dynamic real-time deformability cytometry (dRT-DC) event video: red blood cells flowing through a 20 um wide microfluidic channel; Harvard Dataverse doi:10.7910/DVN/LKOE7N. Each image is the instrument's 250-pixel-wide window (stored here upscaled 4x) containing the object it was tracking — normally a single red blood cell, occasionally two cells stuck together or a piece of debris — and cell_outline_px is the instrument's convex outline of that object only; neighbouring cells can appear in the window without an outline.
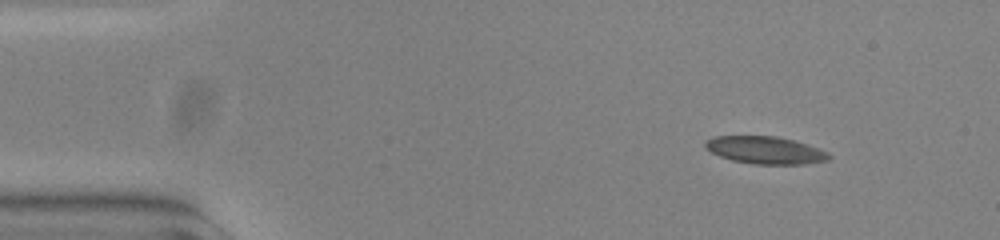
{"species": "common noctule bat (a hibernating species)", "species_latin": "Nyctalus noctula", "temperature_condition": "warm", "stored_images_in_passage": 44, "camera_frame_rate_fps": 3000, "um_per_image_px": 0.085, "animal": {"sex": "female", "body_mass_g": 23.0, "forearm_length_mm": 53.4}, "frame": {"image": 1, "passage_image": 1, "time_ms": 0.0, "image_size_px": [1000, 240], "cell_outline_px": [[800, 160], [740, 160], [716, 152], [708, 144], [716, 140], [728, 136], [760, 136], [784, 140], [792, 144]], "centroid_in_image_um": [64.17, 12.61], "position_along_channel_um": 20.8, "area_um2": 12.43}}
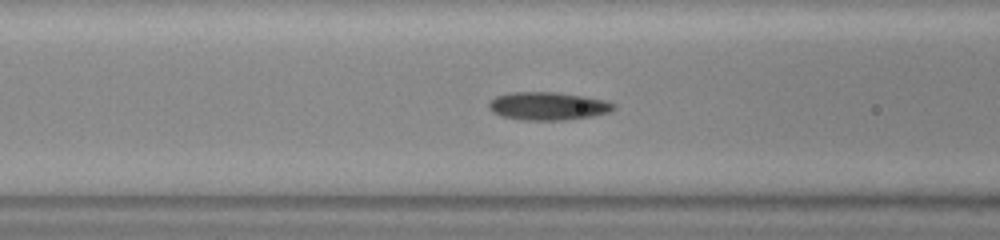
{"frame": {"image": 2, "passage_image": 16, "time_ms": 5.0, "image_size_px": [1000, 240], "cell_outline_px": [[608, 108], [592, 112], [564, 116], [528, 116], [504, 112], [496, 108], [492, 104], [496, 100], [508, 96], [560, 96], [588, 100], [608, 104]], "centroid_in_image_um": [46.51, 8.99], "position_along_channel_um": 120.1, "area_um2": 13.06}}
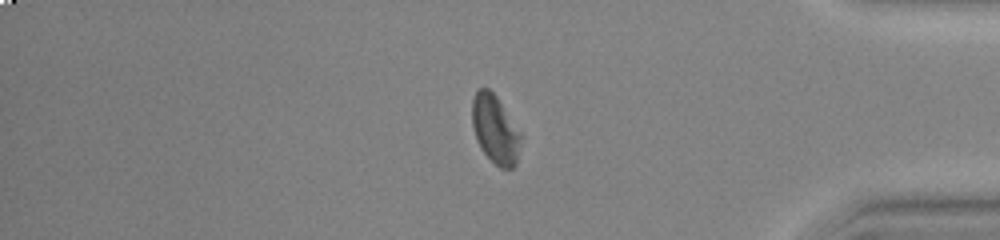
{"frame": {"image": 3, "passage_image": 40, "time_ms": 13.0, "image_size_px": [1000, 240], "cell_outline_px": [[512, 164], [500, 164], [484, 148], [476, 132], [476, 96], [480, 92], [488, 92], [492, 96], [496, 104], [508, 136]], "centroid_in_image_um": [41.82, 10.96], "position_along_channel_um": 393.4, "area_um2": 11.96}, "authors_computed_cell_mechanics": {"area_um2": 12.9761, "velocity_mm_per_s": 3.7693, "shape_relaxation_time_tau1_ms": null, "shape_relaxation_time_tau2_ms": 3.4351, "deformation_change_tau1": null, "deformation_change_tau2": 0.1348}}